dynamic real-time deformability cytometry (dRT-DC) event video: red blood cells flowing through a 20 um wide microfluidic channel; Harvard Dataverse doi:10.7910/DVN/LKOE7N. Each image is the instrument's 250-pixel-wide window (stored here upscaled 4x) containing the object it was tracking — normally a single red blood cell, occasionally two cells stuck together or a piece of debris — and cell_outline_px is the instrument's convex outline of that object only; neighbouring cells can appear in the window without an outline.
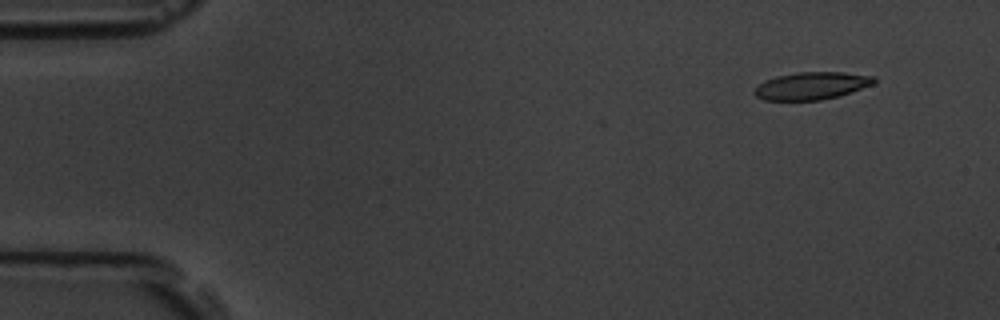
{"species": "common noctule bat (a hibernating species)", "species_latin": "Nyctalus noctula", "temperature_condition": "room temperature", "stored_images_in_passage": 2, "camera_frame_rate_fps": 3000, "um_per_image_px": 0.085, "animal": {"sex": "male", "body_mass_g": 19.5, "forearm_length_mm": 54.6}, "frame": {"image": 1, "passage_image": 2, "time_ms": 1.333, "image_size_px": [1000, 320], "cell_outline_px": [[876, 80], [872, 84], [852, 92], [820, 100], [764, 100], [756, 96], [752, 92], [764, 80], [776, 76], [796, 72], [844, 72], [876, 76]], "centroid_in_image_um": [68.98, 7.28], "position_along_channel_um": 16.0, "area_um2": 19.13}}